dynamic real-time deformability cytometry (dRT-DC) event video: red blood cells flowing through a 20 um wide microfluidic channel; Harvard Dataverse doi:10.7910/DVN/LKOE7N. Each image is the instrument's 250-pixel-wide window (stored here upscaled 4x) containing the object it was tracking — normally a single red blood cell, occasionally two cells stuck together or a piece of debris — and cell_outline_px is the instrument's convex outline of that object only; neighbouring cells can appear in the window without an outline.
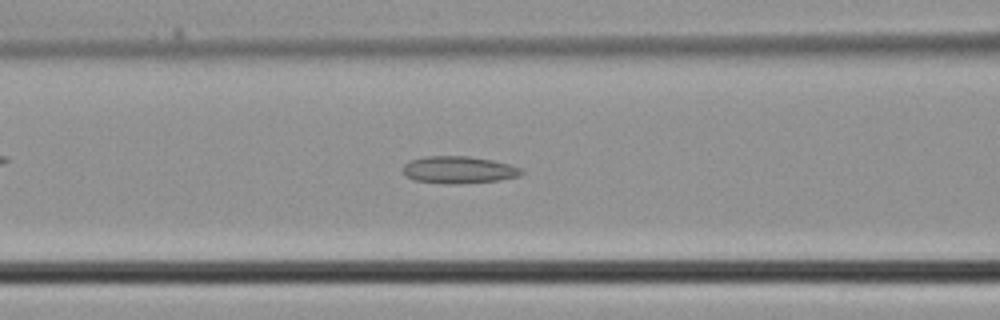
{"species": "common noctule bat (a hibernating species)", "species_latin": "Nyctalus noctula", "temperature_condition": "cold", "stored_images_in_passage": 30, "camera_frame_rate_fps": 3000, "um_per_image_px": 0.085, "animal": {"sex": "male", "body_mass_g": 21.5, "forearm_length_mm": 52.0}, "frame": {"image": 1, "passage_image": 10, "time_ms": 3.0, "image_size_px": [1000, 320], "cell_outline_px": [[524, 172], [520, 176], [496, 180], [456, 184], [448, 184], [412, 180], [404, 176], [404, 164], [408, 160], [424, 156], [468, 156], [492, 160], [524, 168]], "centroid_in_image_um": [38.96, 14.43], "position_along_channel_um": 127.6, "area_um2": 18.9}}
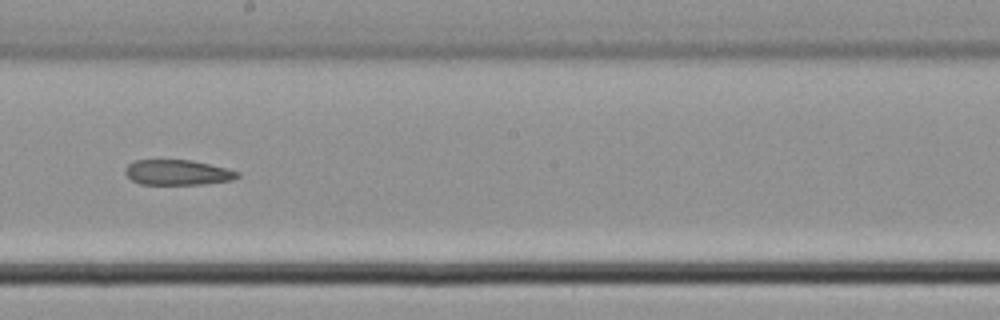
{"frame": {"image": 2, "passage_image": 16, "time_ms": 5.0, "image_size_px": [1000, 320], "cell_outline_px": [[240, 176], [232, 180], [204, 184], [140, 184], [132, 180], [124, 172], [124, 168], [132, 160], [192, 160], [228, 168], [240, 172]], "centroid_in_image_um": [15.1, 14.65], "position_along_channel_um": 233.1, "area_um2": 16.65}}
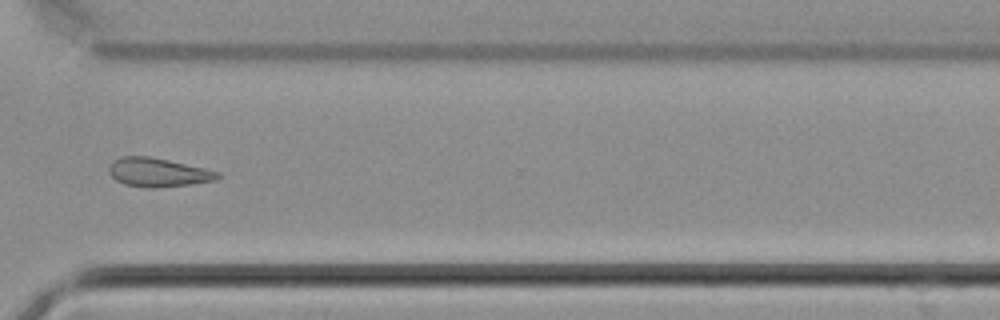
{"frame": {"image": 3, "passage_image": 23, "time_ms": 7.333, "image_size_px": [1000, 320], "cell_outline_px": [[220, 176], [216, 180], [188, 184], [156, 188], [144, 188], [124, 184], [116, 180], [108, 172], [108, 168], [120, 156], [148, 156], [168, 160], [204, 168], [220, 172]], "centroid_in_image_um": [13.42, 14.66], "position_along_channel_um": 357.2, "area_um2": 18.09}}